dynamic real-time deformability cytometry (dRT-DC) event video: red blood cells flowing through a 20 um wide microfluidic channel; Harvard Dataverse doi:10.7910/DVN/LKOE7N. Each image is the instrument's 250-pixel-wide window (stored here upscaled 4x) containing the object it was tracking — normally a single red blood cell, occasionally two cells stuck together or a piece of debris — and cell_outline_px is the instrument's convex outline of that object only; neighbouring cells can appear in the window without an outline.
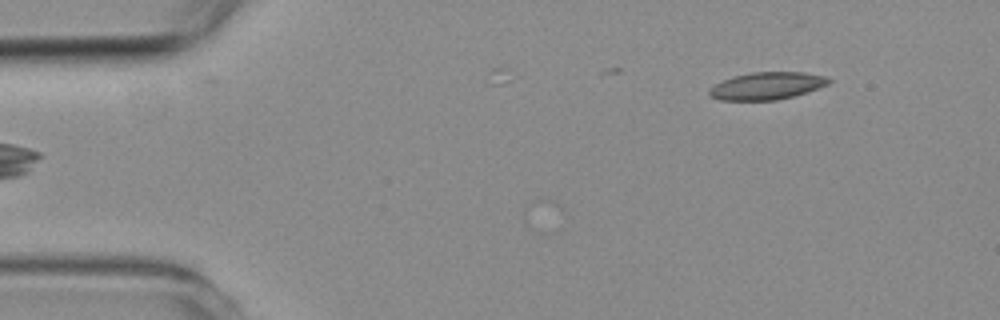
{"species": "common noctule bat (a hibernating species)", "species_latin": "Nyctalus noctula", "temperature_condition": "room temperature", "stored_images_in_passage": 4, "camera_frame_rate_fps": 3000, "um_per_image_px": 0.085, "animal": {"sex": "female", "body_mass_g": 19.3, "forearm_length_mm": 54.1}, "frame": {"image": 1, "passage_image": 4, "time_ms": 4.333, "image_size_px": [1000, 320], "cell_outline_px": [[832, 80], [828, 84], [808, 92], [776, 100], [720, 100], [708, 96], [708, 88], [724, 80], [736, 76], [752, 72], [804, 72], [828, 76]], "centroid_in_image_um": [65.2, 7.3], "position_along_channel_um": 19.8, "area_um2": 19.07}}